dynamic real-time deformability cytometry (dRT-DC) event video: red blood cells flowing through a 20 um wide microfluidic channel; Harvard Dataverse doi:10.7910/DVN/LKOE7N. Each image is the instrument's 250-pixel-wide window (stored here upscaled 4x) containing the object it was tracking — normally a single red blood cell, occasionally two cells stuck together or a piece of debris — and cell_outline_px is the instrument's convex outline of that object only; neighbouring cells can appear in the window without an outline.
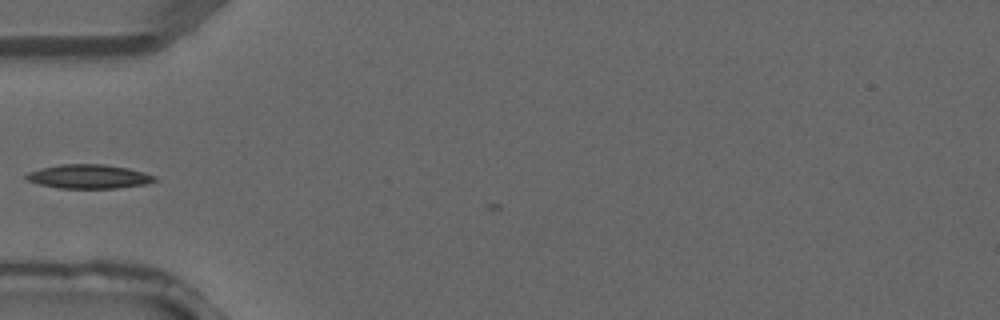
{"species": "common noctule bat (a hibernating species)", "species_latin": "Nyctalus noctula", "temperature_condition": "warm", "stored_images_in_passage": 2, "camera_frame_rate_fps": 3000, "um_per_image_px": 0.085, "animal": {"sex": "male", "forearm_length_mm": 52.5}, "frame": {"image": 1, "passage_image": 2, "time_ms": 0.333, "image_size_px": [1000, 320], "cell_outline_px": [[156, 180], [144, 184], [116, 188], [60, 188], [40, 184], [24, 180], [24, 176], [28, 172], [40, 168], [60, 164], [104, 164], [128, 168], [144, 172], [156, 176]], "centroid_in_image_um": [7.5, 14.99], "position_along_channel_um": 77.5, "area_um2": 17.98}}